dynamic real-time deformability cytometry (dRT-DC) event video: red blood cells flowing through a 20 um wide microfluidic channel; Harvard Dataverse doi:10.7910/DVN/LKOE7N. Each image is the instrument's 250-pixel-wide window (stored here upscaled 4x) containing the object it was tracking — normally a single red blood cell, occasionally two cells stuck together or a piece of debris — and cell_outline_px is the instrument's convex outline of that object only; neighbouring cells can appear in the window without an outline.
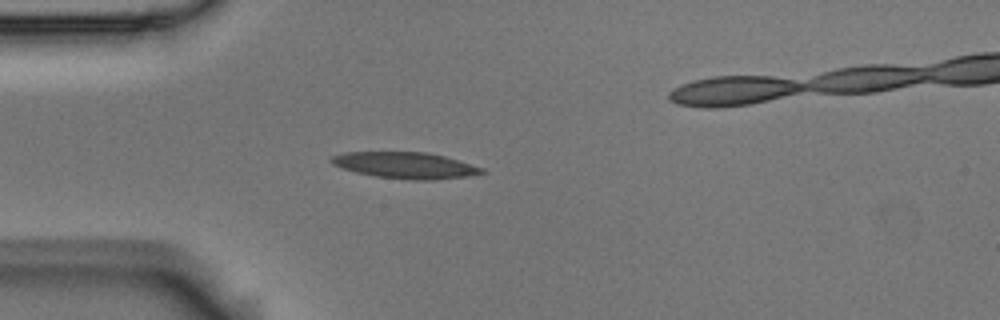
{"species": "Egyptian fruit bat (a non-hibernating species)", "species_latin": "Rousettus aegyptiacus", "temperature_condition": "room temperature", "stored_images_in_passage": 41, "camera_frame_rate_fps": 3000, "um_per_image_px": 0.085, "animal": {"sex": "male"}, "frame": {"image": 1, "passage_image": 1, "time_ms": 0.0, "image_size_px": [1000, 320], "cell_outline_px": [[488, 172], [468, 176], [436, 180], [412, 180], [376, 176], [356, 172], [332, 164], [328, 160], [332, 156], [344, 152], [424, 152], [444, 156], [484, 168]], "centroid_in_image_um": [34.47, 14.05], "position_along_channel_um": 50.5, "area_um2": 23.0}}
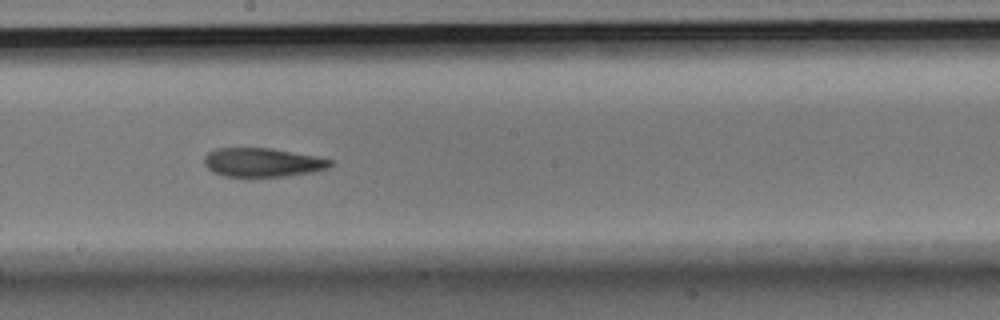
{"frame": {"image": 2, "passage_image": 16, "time_ms": 5.0, "image_size_px": [1000, 320], "cell_outline_px": [[332, 164], [328, 168], [312, 172], [284, 176], [248, 180], [224, 176], [212, 172], [204, 164], [204, 156], [208, 152], [216, 148], [272, 148], [316, 156], [332, 160]], "centroid_in_image_um": [22.26, 13.85], "position_along_channel_um": 225.9, "area_um2": 22.02}}
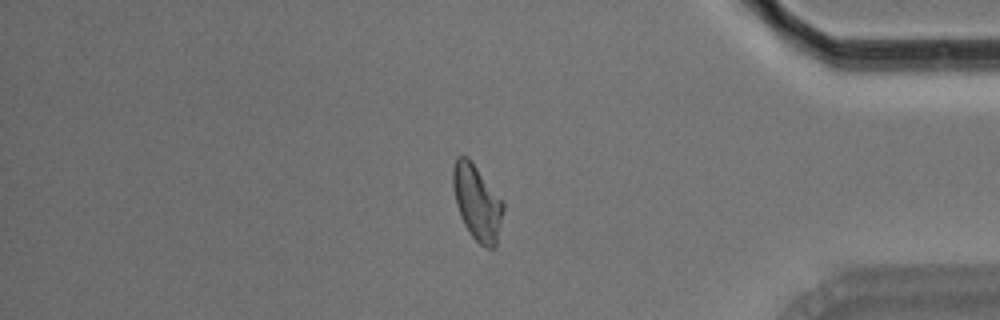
{"frame": {"image": 3, "passage_image": 32, "time_ms": 10.333, "image_size_px": [1000, 320], "cell_outline_px": [[504, 208], [496, 248], [488, 248], [480, 244], [468, 232], [460, 216], [456, 204], [452, 184], [452, 168], [456, 156], [468, 156], [504, 200]], "centroid_in_image_um": [40.56, 17.18], "position_along_channel_um": 394.6, "area_um2": 22.48}, "authors_computed_cell_mechanics": {"area_um2": 21.964, "velocity_mm_per_s": 3.6943, "shape_relaxation_time_tau1_ms": 5.6616, "shape_relaxation_time_tau2_ms": 3.3778, "deformation_change_tau1": 0.1819, "deformation_change_tau2": 0.1177}}